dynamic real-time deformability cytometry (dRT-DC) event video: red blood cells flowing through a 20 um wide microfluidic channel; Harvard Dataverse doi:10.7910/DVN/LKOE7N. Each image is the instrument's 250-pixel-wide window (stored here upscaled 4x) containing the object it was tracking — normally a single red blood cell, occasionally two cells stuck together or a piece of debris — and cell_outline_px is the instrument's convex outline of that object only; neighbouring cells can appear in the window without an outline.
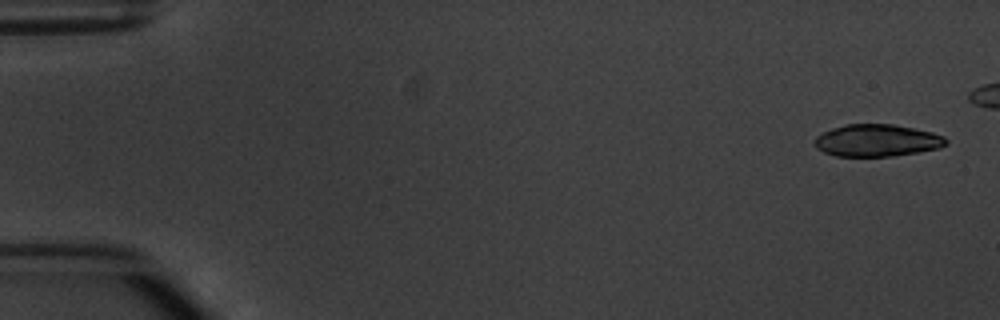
{"species": "common noctule bat (a hibernating species)", "species_latin": "Nyctalus noctula", "temperature_condition": "warm", "stored_images_in_passage": 6, "camera_frame_rate_fps": 3000, "um_per_image_px": 0.085, "animal": {"sex": "male", "body_mass_g": 20.1, "forearm_length_mm": 53.5}, "frame": {"image": 1, "passage_image": 1, "time_ms": 0.0, "image_size_px": [1000, 320], "cell_outline_px": [[948, 144], [940, 148], [892, 156], [836, 156], [824, 152], [816, 148], [812, 144], [816, 136], [832, 128], [848, 124], [892, 124], [932, 132], [944, 136], [948, 140]], "centroid_in_image_um": [74.53, 11.94], "position_along_channel_um": 10.5, "area_um2": 24.62}}
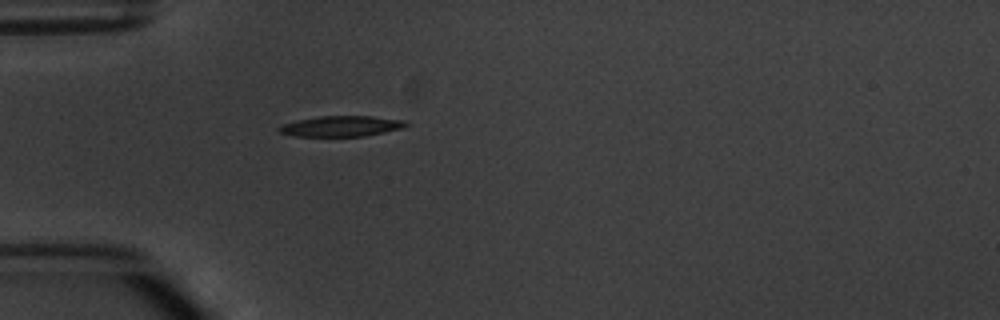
{"frame": {"image": 2, "passage_image": 6, "time_ms": 6.667, "image_size_px": [1000, 320], "cell_outline_px": [[408, 124], [404, 128], [364, 136], [292, 136], [280, 132], [276, 128], [284, 124], [296, 120], [320, 116], [372, 116], [404, 120]], "centroid_in_image_um": [29.0, 10.72], "position_along_channel_um": 56.0, "area_um2": 15.2}}